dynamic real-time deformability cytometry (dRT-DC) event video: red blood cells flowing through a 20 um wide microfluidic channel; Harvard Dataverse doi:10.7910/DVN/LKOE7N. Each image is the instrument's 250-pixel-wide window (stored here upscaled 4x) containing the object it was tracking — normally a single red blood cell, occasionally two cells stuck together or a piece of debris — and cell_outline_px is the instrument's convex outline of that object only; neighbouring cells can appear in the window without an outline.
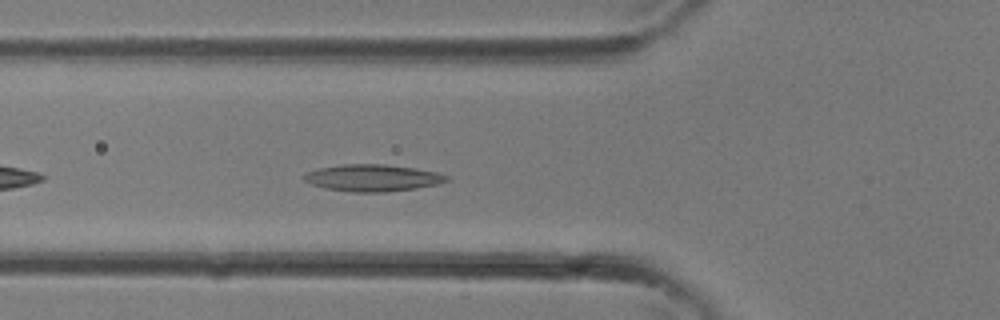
{"species": "common noctule bat (a hibernating species)", "species_latin": "Nyctalus noctula", "temperature_condition": "room temperature", "stored_images_in_passage": 28, "camera_frame_rate_fps": 3000, "um_per_image_px": 0.085, "animal": {"sex": "female"}, "frame": {"image": 1, "passage_image": 6, "time_ms": 1.667, "image_size_px": [1000, 320], "cell_outline_px": [[448, 180], [440, 184], [416, 188], [384, 192], [352, 192], [324, 188], [312, 184], [304, 180], [300, 176], [308, 172], [320, 168], [340, 164], [384, 164], [416, 168], [436, 172], [448, 176]], "centroid_in_image_um": [31.66, 15.12], "position_along_channel_um": 94.1, "area_um2": 22.37}}
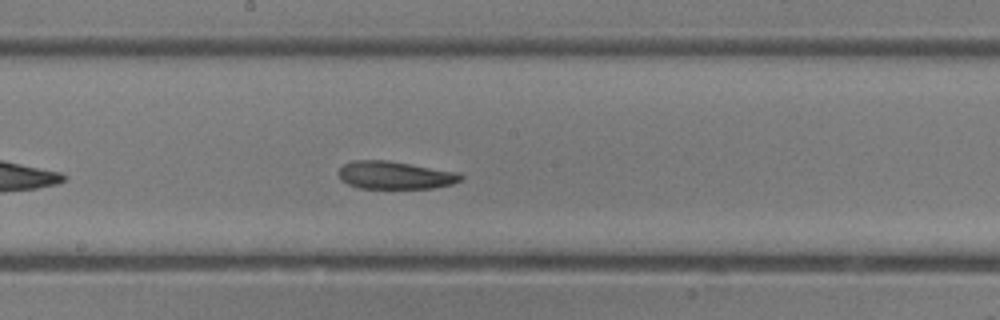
{"frame": {"image": 2, "passage_image": 12, "time_ms": 3.667, "image_size_px": [1000, 320], "cell_outline_px": [[464, 180], [452, 184], [432, 188], [360, 188], [348, 184], [340, 180], [336, 172], [344, 164], [352, 160], [388, 160], [460, 172], [464, 176]], "centroid_in_image_um": [33.59, 14.88], "position_along_channel_um": 214.6, "area_um2": 20.11}}
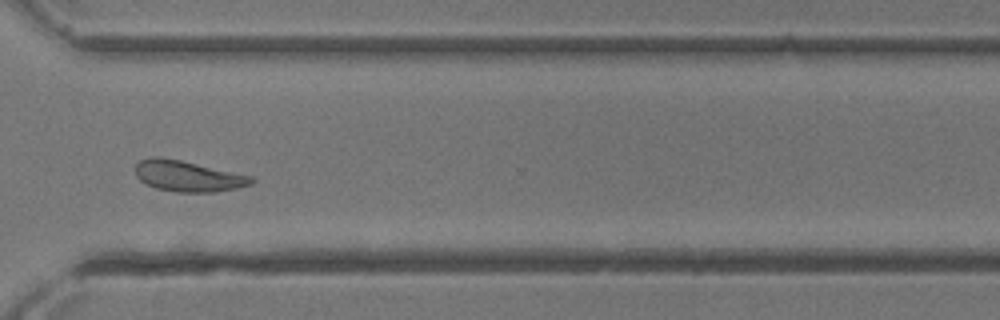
{"frame": {"image": 3, "passage_image": 19, "time_ms": 6.0, "image_size_px": [1000, 320], "cell_outline_px": [[256, 180], [252, 184], [236, 188], [212, 192], [176, 192], [156, 188], [144, 184], [136, 176], [136, 164], [140, 160], [148, 156], [160, 156], [180, 160], [252, 176]], "centroid_in_image_um": [15.94, 14.96], "position_along_channel_um": 354.7, "area_um2": 20.92}}